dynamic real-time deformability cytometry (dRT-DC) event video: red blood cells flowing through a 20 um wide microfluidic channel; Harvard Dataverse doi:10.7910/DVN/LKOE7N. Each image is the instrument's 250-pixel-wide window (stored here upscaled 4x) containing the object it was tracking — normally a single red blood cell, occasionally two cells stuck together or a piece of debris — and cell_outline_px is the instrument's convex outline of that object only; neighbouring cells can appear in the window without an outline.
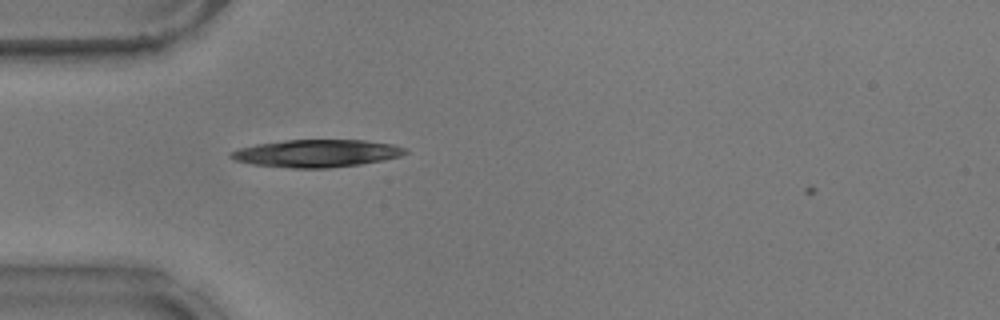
{"species": "common noctule bat (a hibernating species)", "species_latin": "Nyctalus noctula", "temperature_condition": "warm", "stored_images_in_passage": 3, "camera_frame_rate_fps": 3000, "um_per_image_px": 0.085, "animal": {"sex": "male", "body_mass_g": 17.9}, "frame": {"image": 1, "passage_image": 2, "time_ms": 0.333, "image_size_px": [1000, 320], "cell_outline_px": [[408, 152], [400, 156], [360, 164], [332, 168], [292, 168], [252, 164], [236, 160], [228, 156], [228, 152], [240, 148], [256, 144], [284, 140], [364, 140], [392, 144], [408, 148]], "centroid_in_image_um": [26.9, 13.03], "position_along_channel_um": 58.1, "area_um2": 27.98}}